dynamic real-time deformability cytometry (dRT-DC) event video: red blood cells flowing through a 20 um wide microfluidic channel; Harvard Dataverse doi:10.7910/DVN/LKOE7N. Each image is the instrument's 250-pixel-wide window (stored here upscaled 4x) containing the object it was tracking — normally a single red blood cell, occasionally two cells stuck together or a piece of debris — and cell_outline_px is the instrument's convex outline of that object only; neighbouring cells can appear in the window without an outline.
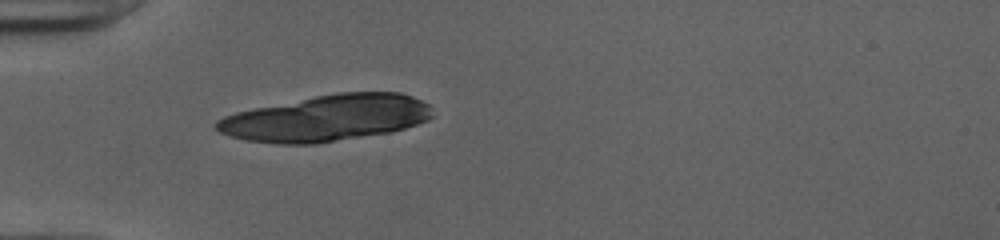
{"species": "human", "species_latin": "Homo sapiens", "temperature_condition": "cold", "stored_images_in_passage": 5, "camera_frame_rate_fps": 3000, "um_per_image_px": 0.085, "donor": {"sex": "female"}, "frame": {"image": 1, "passage_image": 1, "time_ms": 0.0, "image_size_px": [1000, 240], "cell_outline_px": [[432, 116], [428, 120], [392, 132], [316, 144], [276, 144], [244, 140], [220, 132], [212, 128], [212, 124], [216, 120], [224, 116], [236, 112], [336, 92], [400, 92], [412, 96], [428, 104], [432, 108]], "centroid_in_image_um": [27.73, 10.05], "position_along_channel_um": 57.3, "area_um2": 58.26}}